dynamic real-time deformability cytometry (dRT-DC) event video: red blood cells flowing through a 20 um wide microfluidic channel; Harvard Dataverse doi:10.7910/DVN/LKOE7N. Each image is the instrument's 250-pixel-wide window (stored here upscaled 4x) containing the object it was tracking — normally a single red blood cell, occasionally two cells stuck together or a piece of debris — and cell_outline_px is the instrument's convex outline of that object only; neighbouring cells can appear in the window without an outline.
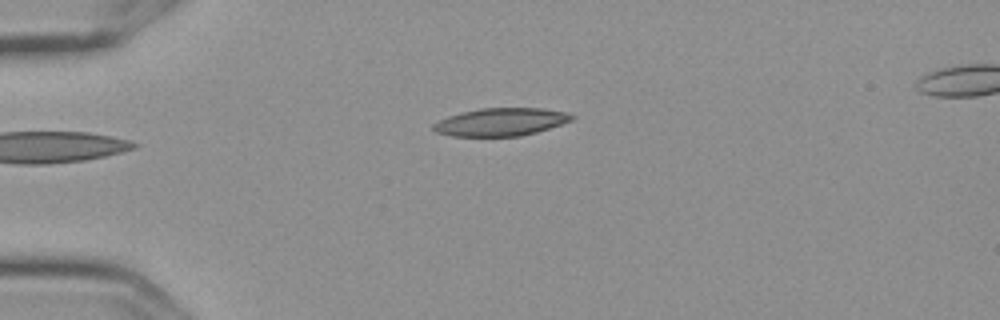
{"species": "Egyptian fruit bat (a non-hibernating species)", "species_latin": "Rousettus aegyptiacus", "temperature_condition": "cold", "stored_images_in_passage": 3, "camera_frame_rate_fps": 3000, "um_per_image_px": 0.085, "frame": {"image": 1, "passage_image": 3, "time_ms": 0.667, "image_size_px": [1000, 320], "cell_outline_px": [[576, 116], [572, 120], [536, 132], [520, 136], [452, 136], [436, 132], [432, 128], [432, 124], [448, 116], [460, 112], [480, 108], [544, 108], [568, 112]], "centroid_in_image_um": [42.57, 10.36], "position_along_channel_um": 42.4, "area_um2": 22.48}}